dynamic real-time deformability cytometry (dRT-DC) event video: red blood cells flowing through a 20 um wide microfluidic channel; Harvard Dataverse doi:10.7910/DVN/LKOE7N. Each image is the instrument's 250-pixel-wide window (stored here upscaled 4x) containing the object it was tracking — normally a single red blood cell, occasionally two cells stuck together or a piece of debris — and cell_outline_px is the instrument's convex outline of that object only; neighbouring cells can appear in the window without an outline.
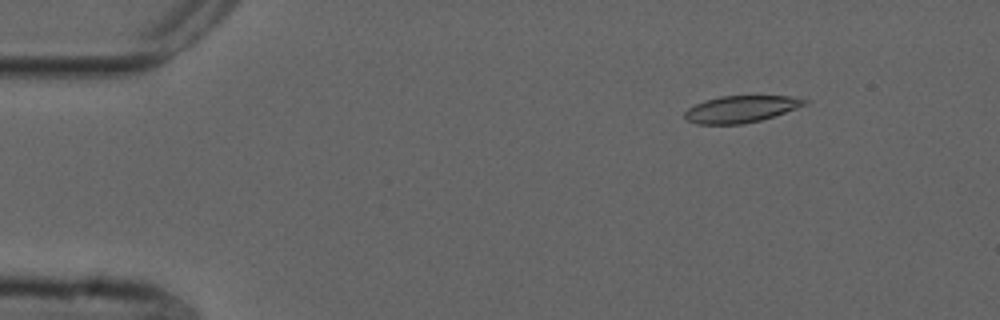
{"species": "common noctule bat (a hibernating species)", "species_latin": "Nyctalus noctula", "temperature_condition": "cold", "stored_images_in_passage": 54, "camera_frame_rate_fps": 3000, "um_per_image_px": 0.085, "animal": {"sex": "male", "forearm_length_mm": 52.5}, "frame": {"image": 1, "passage_image": 7, "time_ms": 2.0, "image_size_px": [1000, 320], "cell_outline_px": [[808, 100], [804, 104], [796, 108], [760, 120], [744, 124], [696, 124], [688, 120], [684, 116], [684, 112], [688, 108], [704, 100], [720, 96], [788, 96]], "centroid_in_image_um": [62.91, 9.27], "position_along_channel_um": 22.1, "area_um2": 18.44}}
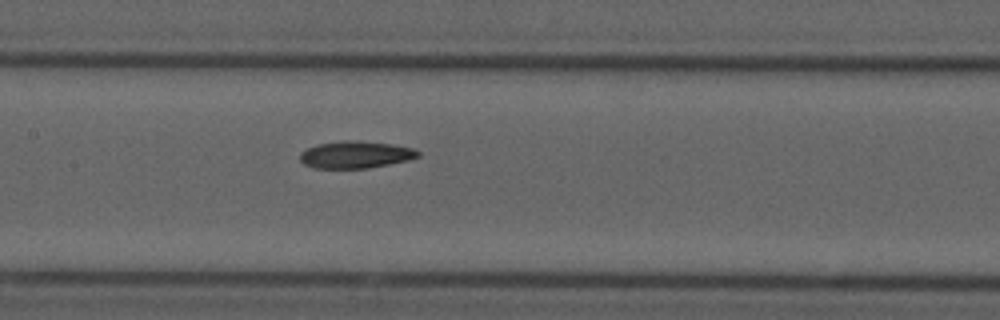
{"frame": {"image": 2, "passage_image": 26, "time_ms": 8.333, "image_size_px": [1000, 320], "cell_outline_px": [[420, 156], [408, 160], [368, 168], [312, 168], [304, 164], [300, 160], [300, 152], [316, 144], [348, 140], [360, 140], [392, 144], [412, 148], [420, 152]], "centroid_in_image_um": [30.21, 13.14], "position_along_channel_um": 177.2, "area_um2": 18.67}}
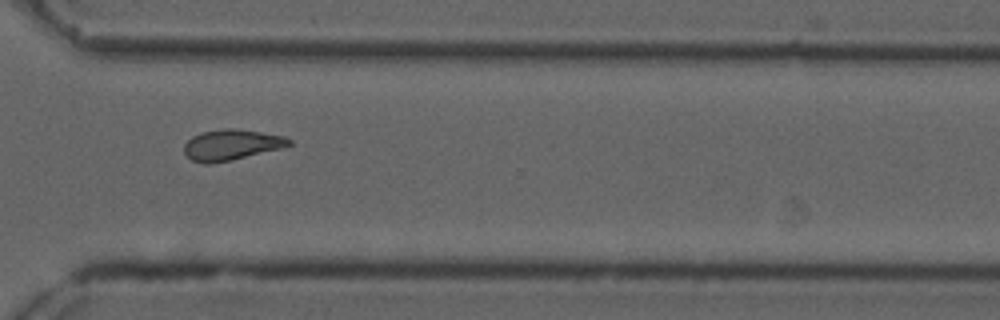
{"frame": {"image": 3, "passage_image": 40, "time_ms": 13.0, "image_size_px": [1000, 320], "cell_outline_px": [[292, 144], [284, 148], [232, 160], [208, 164], [204, 164], [192, 160], [184, 152], [184, 144], [192, 136], [204, 132], [228, 128], [232, 128], [260, 132], [284, 136], [292, 140]], "centroid_in_image_um": [19.7, 12.32], "position_along_channel_um": 350.9, "area_um2": 18.73}, "authors_computed_cell_mechanics": {"area_um2": 18.785, "velocity_mm_per_s": 3.7226, "shape_relaxation_time_tau1_ms": null, "shape_relaxation_time_tau2_ms": 10.8578, "deformation_change_tau1": null, "deformation_change_tau2": 0.1992}}